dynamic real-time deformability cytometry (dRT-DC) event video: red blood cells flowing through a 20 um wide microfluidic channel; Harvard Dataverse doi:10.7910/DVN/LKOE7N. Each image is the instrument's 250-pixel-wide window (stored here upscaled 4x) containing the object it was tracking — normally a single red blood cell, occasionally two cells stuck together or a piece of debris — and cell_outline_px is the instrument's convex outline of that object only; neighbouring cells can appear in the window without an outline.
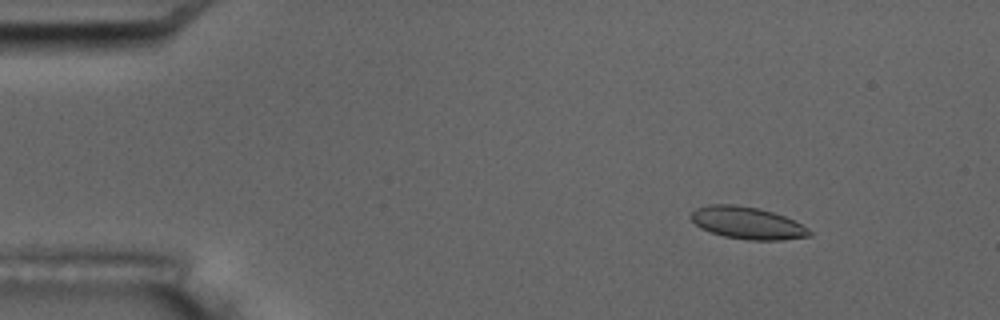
{"species": "common noctule bat (a hibernating species)", "species_latin": "Nyctalus noctula", "temperature_condition": "room temperature", "stored_images_in_passage": 5, "camera_frame_rate_fps": 3000, "um_per_image_px": 0.085, "animal": {"sex": "male", "body_mass_g": 17.5, "forearm_length_mm": 52.3}, "frame": {"image": 1, "passage_image": 3, "time_ms": 2.0, "image_size_px": [1000, 320], "cell_outline_px": [[812, 236], [780, 240], [748, 240], [724, 236], [700, 228], [688, 216], [696, 208], [708, 204], [736, 204], [760, 208], [784, 216], [808, 228], [812, 232]], "centroid_in_image_um": [63.5, 18.94], "position_along_channel_um": 21.5, "area_um2": 22.25}}